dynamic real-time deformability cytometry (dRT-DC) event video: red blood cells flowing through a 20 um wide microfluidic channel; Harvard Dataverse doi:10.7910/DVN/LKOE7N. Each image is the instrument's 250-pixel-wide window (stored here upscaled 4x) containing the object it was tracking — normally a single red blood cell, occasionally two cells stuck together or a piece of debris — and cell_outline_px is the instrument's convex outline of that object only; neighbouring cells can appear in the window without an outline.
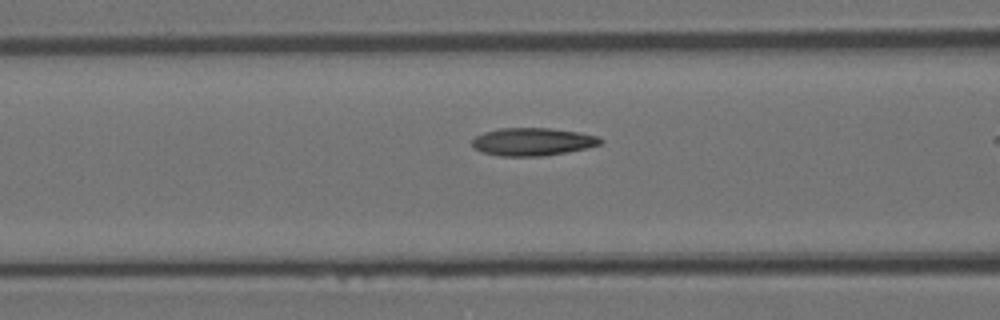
{"species": "Egyptian fruit bat (a non-hibernating species)", "species_latin": "Rousettus aegyptiacus", "temperature_condition": "room temperature", "stored_images_in_passage": 8, "camera_frame_rate_fps": 3000, "um_per_image_px": 0.085, "animal": {"sex": "female"}, "frame": {"image": 1, "passage_image": 7, "time_ms": 2.0, "image_size_px": [1000, 320], "cell_outline_px": [[604, 140], [600, 144], [588, 148], [544, 156], [500, 156], [480, 152], [472, 148], [472, 140], [476, 136], [484, 132], [500, 128], [552, 128], [580, 132], [600, 136]], "centroid_in_image_um": [45.28, 12.05], "position_along_channel_um": 121.3, "area_um2": 21.1}}